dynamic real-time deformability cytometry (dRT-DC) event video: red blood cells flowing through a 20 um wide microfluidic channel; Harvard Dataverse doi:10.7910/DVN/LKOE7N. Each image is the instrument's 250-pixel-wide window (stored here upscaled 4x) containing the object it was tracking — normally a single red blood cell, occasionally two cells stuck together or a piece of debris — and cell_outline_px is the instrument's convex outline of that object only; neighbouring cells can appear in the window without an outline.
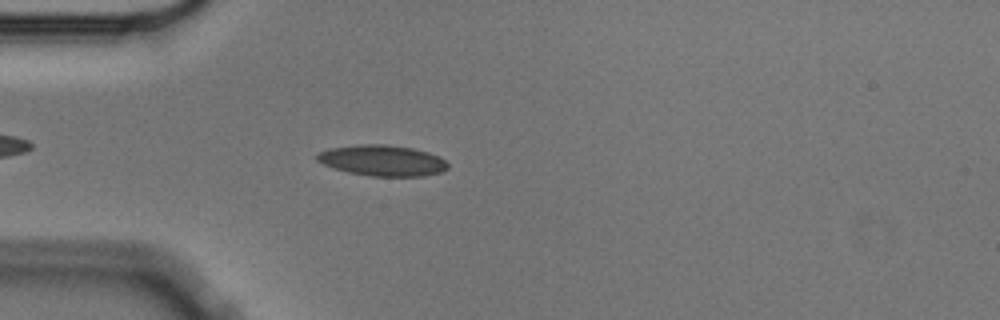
{"species": "Egyptian fruit bat (a non-hibernating species)", "species_latin": "Rousettus aegyptiacus", "temperature_condition": "cold", "stored_images_in_passage": 41, "camera_frame_rate_fps": 3000, "um_per_image_px": 0.085, "animal": {"sex": "male"}, "frame": {"image": 1, "passage_image": 6, "time_ms": 1.667, "image_size_px": [1000, 320], "cell_outline_px": [[448, 168], [444, 172], [424, 176], [372, 176], [348, 172], [332, 168], [316, 160], [316, 156], [320, 152], [332, 148], [360, 144], [388, 144], [412, 148], [428, 152], [440, 156], [448, 164]], "centroid_in_image_um": [32.54, 13.65], "position_along_channel_um": 52.5, "area_um2": 23.58}}
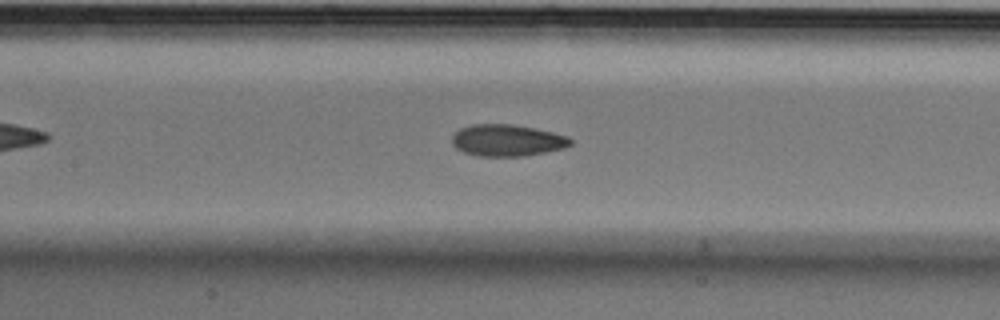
{"frame": {"image": 2, "passage_image": 16, "time_ms": 5.0, "image_size_px": [1000, 320], "cell_outline_px": [[572, 144], [564, 148], [524, 156], [476, 156], [464, 152], [456, 148], [452, 144], [452, 136], [460, 128], [472, 124], [512, 124], [536, 128], [568, 136], [572, 140]], "centroid_in_image_um": [43.1, 11.92], "position_along_channel_um": 164.3, "area_um2": 21.96}}
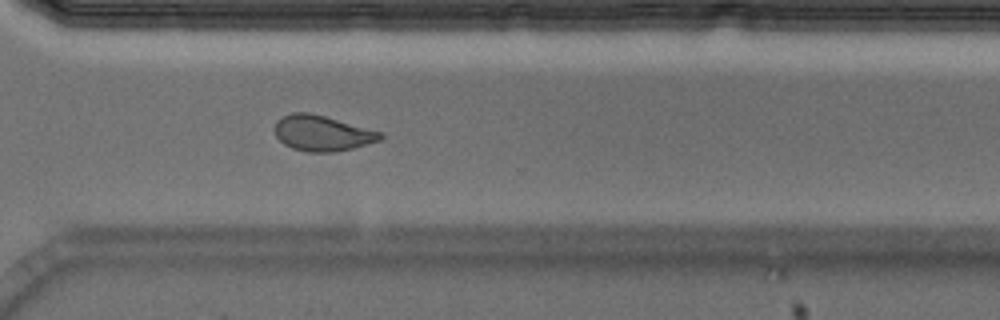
{"frame": {"image": 3, "passage_image": 31, "time_ms": 10.0, "image_size_px": [1000, 320], "cell_outline_px": [[384, 136], [380, 140], [352, 148], [332, 152], [308, 152], [292, 148], [284, 144], [276, 136], [276, 120], [292, 112], [312, 112], [384, 132]], "centroid_in_image_um": [27.42, 11.3], "position_along_channel_um": 343.2, "area_um2": 21.96}, "authors_computed_cell_mechanics": {"area_um2": 22.1952, "velocity_mm_per_s": 3.5894, "shape_relaxation_time_tau1_ms": 8.8795, "shape_relaxation_time_tau2_ms": 3.126, "deformation_change_tau1": 0.1799, "deformation_change_tau2": 0.09}}